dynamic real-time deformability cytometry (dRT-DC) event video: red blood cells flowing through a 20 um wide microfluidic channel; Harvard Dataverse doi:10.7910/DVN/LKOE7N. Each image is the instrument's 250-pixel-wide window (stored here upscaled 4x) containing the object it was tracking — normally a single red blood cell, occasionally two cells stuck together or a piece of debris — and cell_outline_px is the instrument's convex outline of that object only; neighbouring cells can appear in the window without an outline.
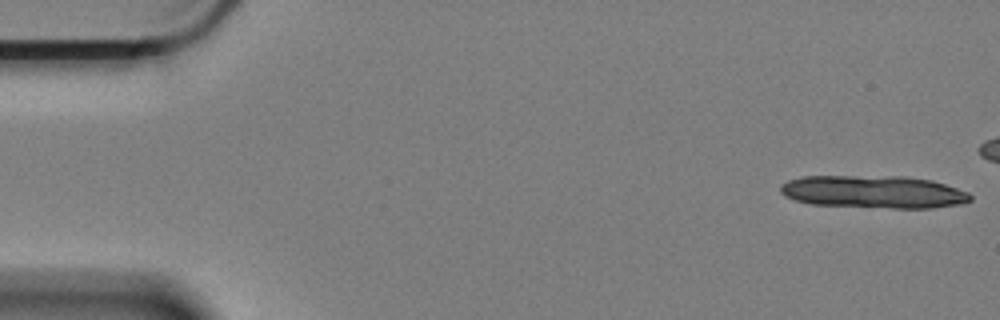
{"species": "Egyptian fruit bat (a non-hibernating species)", "species_latin": "Rousettus aegyptiacus", "temperature_condition": "cold", "stored_images_in_passage": 13, "camera_frame_rate_fps": 3000, "um_per_image_px": 0.085, "animal": {"sex": "female"}, "frame": {"image": 1, "passage_image": 1, "time_ms": 0.0, "image_size_px": [1000, 320], "cell_outline_px": [[972, 200], [960, 204], [932, 208], [892, 208], [812, 204], [796, 200], [784, 196], [780, 192], [780, 188], [788, 180], [804, 176], [900, 176], [932, 180], [968, 192], [972, 196]], "centroid_in_image_um": [74.27, 16.31], "position_along_channel_um": 10.7, "area_um2": 36.07}}